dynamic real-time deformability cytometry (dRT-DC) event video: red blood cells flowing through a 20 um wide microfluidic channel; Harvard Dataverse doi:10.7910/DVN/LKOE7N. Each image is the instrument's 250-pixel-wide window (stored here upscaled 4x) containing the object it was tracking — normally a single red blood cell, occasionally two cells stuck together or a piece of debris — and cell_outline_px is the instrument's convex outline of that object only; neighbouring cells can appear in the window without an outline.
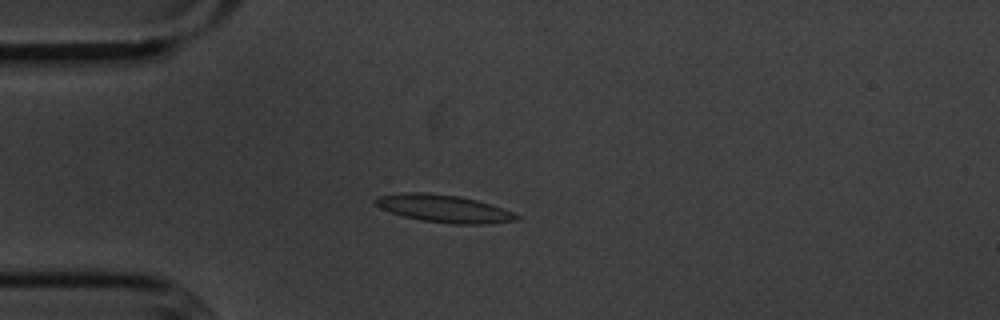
{"species": "common noctule bat (a hibernating species)", "species_latin": "Nyctalus noctula", "temperature_condition": "cold", "stored_images_in_passage": 49, "camera_frame_rate_fps": 3000, "um_per_image_px": 0.085, "animal": {"sex": "male", "body_mass_g": 20.1, "forearm_length_mm": 53.5}, "frame": {"image": 1, "passage_image": 8, "time_ms": 2.333, "image_size_px": [1000, 320], "cell_outline_px": [[520, 216], [516, 220], [488, 224], [452, 224], [420, 220], [404, 216], [380, 208], [372, 200], [376, 196], [400, 192], [424, 192], [460, 196], [476, 200], [512, 212]], "centroid_in_image_um": [37.66, 17.72], "position_along_channel_um": 47.3, "area_um2": 22.6}}
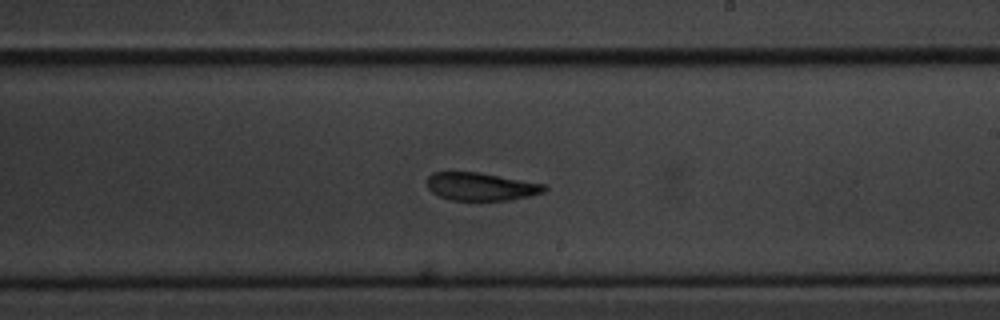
{"frame": {"image": 2, "passage_image": 26, "time_ms": 8.333, "image_size_px": [1000, 320], "cell_outline_px": [[548, 188], [544, 192], [528, 196], [508, 200], [452, 200], [440, 196], [432, 192], [428, 188], [428, 176], [432, 172], [480, 172], [548, 184]], "centroid_in_image_um": [40.93, 15.84], "position_along_channel_um": 248.1, "area_um2": 19.19}}
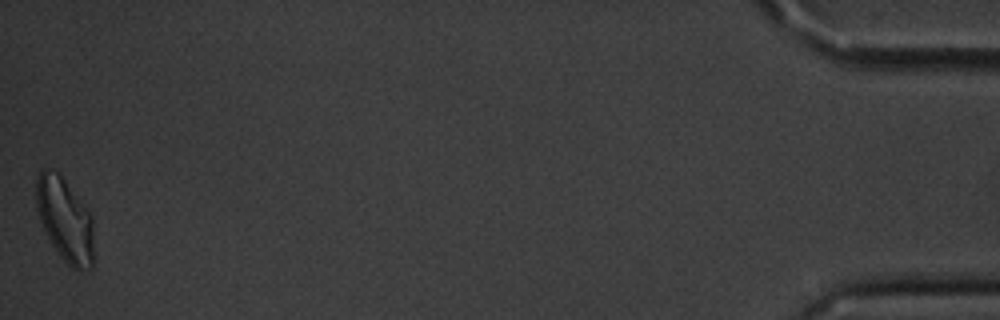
{"frame": {"image": 3, "passage_image": 49, "time_ms": 16.0, "image_size_px": [1000, 320], "cell_outline_px": [[96, 260], [92, 268], [80, 272], [72, 268], [60, 256], [52, 244], [40, 220], [36, 208], [36, 180], [40, 172], [44, 168], [48, 168], [60, 172], [92, 212]], "centroid_in_image_um": [5.6, 18.69], "position_along_channel_um": 429.6, "area_um2": 29.3}, "authors_computed_cell_mechanics": {"area_um2": 20.8658, "velocity_mm_per_s": 3.582, "shape_relaxation_time_tau1_ms": 4.0356, "shape_relaxation_time_tau2_ms": 2.5087, "deformation_change_tau1": 0.123, "deformation_change_tau2": 0.0977}}